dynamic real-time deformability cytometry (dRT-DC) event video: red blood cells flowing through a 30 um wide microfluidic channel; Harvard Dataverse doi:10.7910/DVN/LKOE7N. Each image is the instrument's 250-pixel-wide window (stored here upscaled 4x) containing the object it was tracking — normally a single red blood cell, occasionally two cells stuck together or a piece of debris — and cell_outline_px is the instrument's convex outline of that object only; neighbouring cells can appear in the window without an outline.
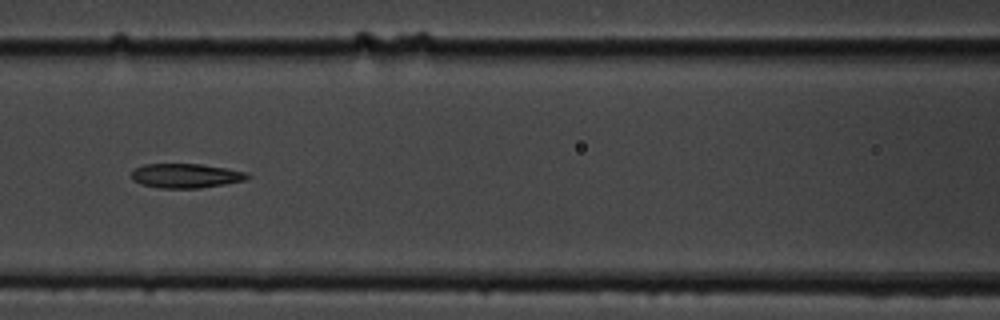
{"species": "common noctule bat (a hibernating species)", "species_latin": "Nyctalus noctula", "temperature_condition": "cold", "stored_images_in_passage": 8, "camera_frame_rate_fps": 3000, "um_per_image_px": 0.085, "animal": {"sex": "male", "body_mass_g": 19.5, "forearm_length_mm": 54.6}, "frame": {"image": 1, "passage_image": 7, "time_ms": 7.0, "image_size_px": [1000, 320], "cell_outline_px": [[252, 176], [244, 180], [224, 184], [200, 188], [160, 188], [140, 184], [132, 180], [132, 172], [136, 168], [144, 164], [200, 164], [228, 168], [248, 172]], "centroid_in_image_um": [15.82, 14.94], "position_along_channel_um": 150.8, "area_um2": 16.53}}
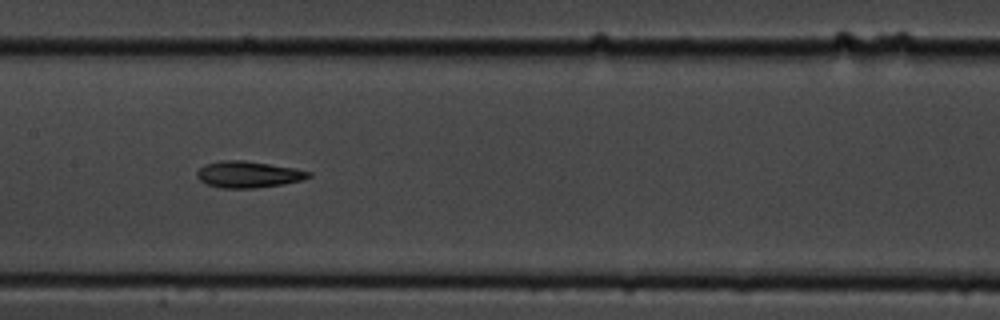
{"frame": {"image": 2, "passage_image": 8, "time_ms": 8.0, "image_size_px": [1000, 320], "cell_outline_px": [[312, 176], [304, 180], [284, 184], [256, 188], [220, 188], [204, 184], [196, 176], [196, 172], [204, 164], [220, 160], [244, 160], [296, 168], [312, 172]], "centroid_in_image_um": [21.11, 14.83], "position_along_channel_um": 186.3, "area_um2": 17.57}}